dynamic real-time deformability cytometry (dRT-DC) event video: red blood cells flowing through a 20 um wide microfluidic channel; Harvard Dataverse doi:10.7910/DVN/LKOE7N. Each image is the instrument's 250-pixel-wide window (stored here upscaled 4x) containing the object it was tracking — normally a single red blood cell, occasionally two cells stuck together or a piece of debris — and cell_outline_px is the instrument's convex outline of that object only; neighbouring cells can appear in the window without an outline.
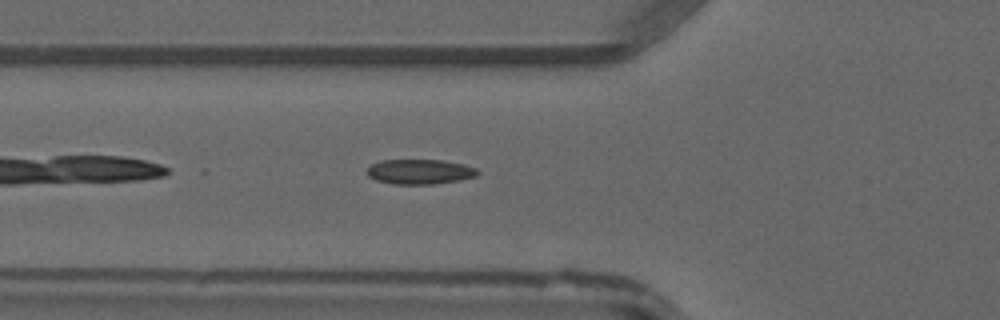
{"species": "common noctule bat (a hibernating species)", "species_latin": "Nyctalus noctula", "temperature_condition": "warm", "stored_images_in_passage": 34, "camera_frame_rate_fps": 3000, "um_per_image_px": 0.085, "animal": {"sex": "male", "forearm_length_mm": 52.5}, "frame": {"image": 1, "passage_image": 4, "time_ms": 1.0, "image_size_px": [1000, 320], "cell_outline_px": [[480, 172], [476, 176], [460, 180], [432, 184], [392, 184], [376, 180], [368, 176], [364, 172], [372, 164], [380, 160], [444, 160], [464, 164], [476, 168]], "centroid_in_image_um": [35.67, 14.59], "position_along_channel_um": 90.1, "area_um2": 16.18}}
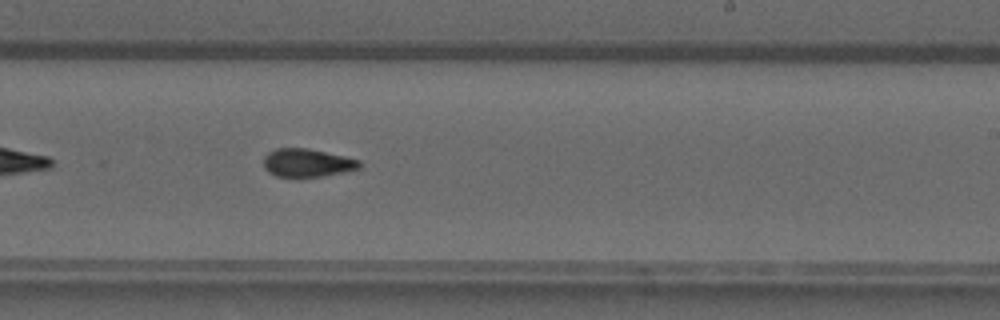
{"frame": {"image": 2, "passage_image": 16, "time_ms": 5.0, "image_size_px": [1000, 320], "cell_outline_px": [[360, 168], [344, 172], [324, 176], [276, 176], [268, 172], [264, 168], [264, 156], [268, 152], [276, 148], [308, 148], [344, 156], [360, 160]], "centroid_in_image_um": [26.1, 13.83], "position_along_channel_um": 262.9, "area_um2": 15.66}}
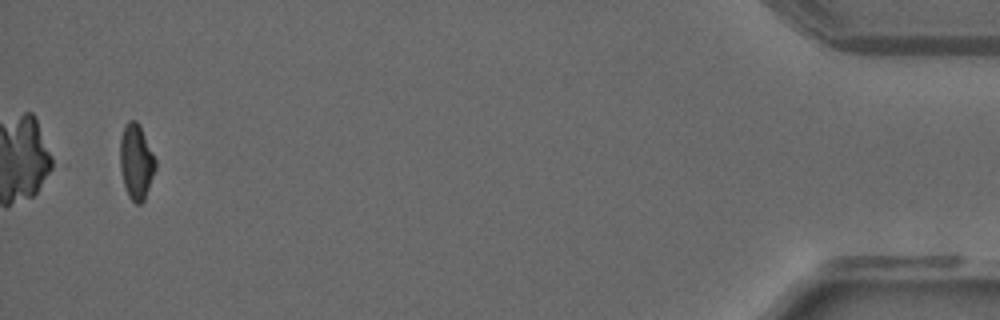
{"frame": {"image": 3, "passage_image": 33, "time_ms": 10.667, "image_size_px": [1000, 320], "cell_outline_px": [[156, 168], [144, 200], [140, 204], [136, 204], [128, 196], [124, 184], [120, 168], [120, 136], [124, 124], [128, 120], [136, 120], [140, 124], [156, 160]], "centroid_in_image_um": [11.57, 13.71], "position_along_channel_um": 423.6, "area_um2": 15.66}}